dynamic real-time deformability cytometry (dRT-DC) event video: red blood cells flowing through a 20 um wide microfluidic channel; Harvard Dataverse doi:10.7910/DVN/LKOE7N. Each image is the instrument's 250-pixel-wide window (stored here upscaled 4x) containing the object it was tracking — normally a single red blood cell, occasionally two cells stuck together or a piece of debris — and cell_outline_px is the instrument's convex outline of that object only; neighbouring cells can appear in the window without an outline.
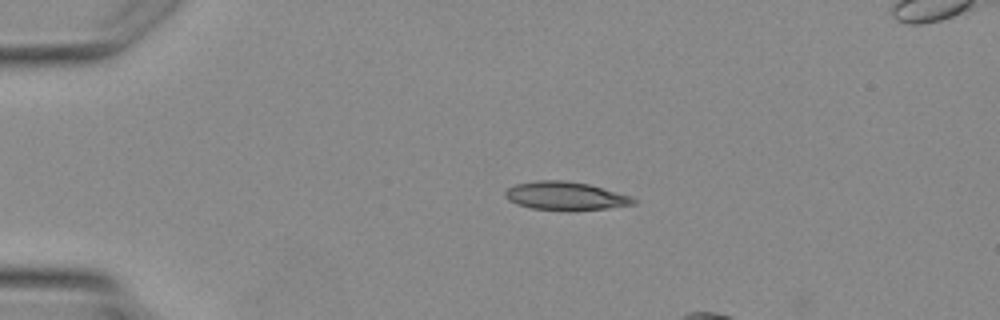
{"species": "Egyptian fruit bat (a non-hibernating species)", "species_latin": "Rousettus aegyptiacus", "temperature_condition": "warm", "stored_images_in_passage": 3, "camera_frame_rate_fps": 3000, "um_per_image_px": 0.085, "animal": {"sex": "female"}, "frame": {"image": 1, "passage_image": 1, "time_ms": 0.0, "image_size_px": [1000, 320], "cell_outline_px": [[636, 204], [608, 208], [532, 208], [516, 204], [508, 200], [504, 196], [504, 192], [508, 188], [516, 184], [536, 180], [564, 180], [588, 184], [632, 196], [636, 200]], "centroid_in_image_um": [48.04, 16.61], "position_along_channel_um": 37.0, "area_um2": 20.46}}